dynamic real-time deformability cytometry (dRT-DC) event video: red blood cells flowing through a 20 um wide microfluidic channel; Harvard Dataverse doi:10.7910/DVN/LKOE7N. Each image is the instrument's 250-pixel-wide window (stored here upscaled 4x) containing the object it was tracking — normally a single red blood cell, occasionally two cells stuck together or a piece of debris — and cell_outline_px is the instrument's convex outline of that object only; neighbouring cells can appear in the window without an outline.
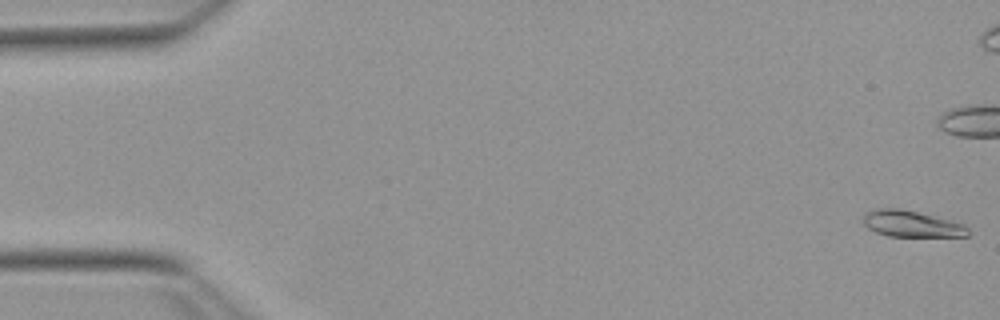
{"species": "Egyptian fruit bat (a non-hibernating species)", "species_latin": "Rousettus aegyptiacus", "temperature_condition": "warm", "stored_images_in_passage": 54, "camera_frame_rate_fps": 3000, "um_per_image_px": 0.085, "animal": {"sex": "female"}, "frame": {"image": 1, "passage_image": 1, "time_ms": 0.0, "image_size_px": [1000, 320], "cell_outline_px": [[968, 236], [888, 236], [876, 232], [868, 228], [864, 224], [864, 216], [868, 212], [876, 208], [900, 208], [964, 224], [968, 228]], "centroid_in_image_um": [77.46, 19.03], "position_along_channel_um": 7.5, "area_um2": 15.72}}
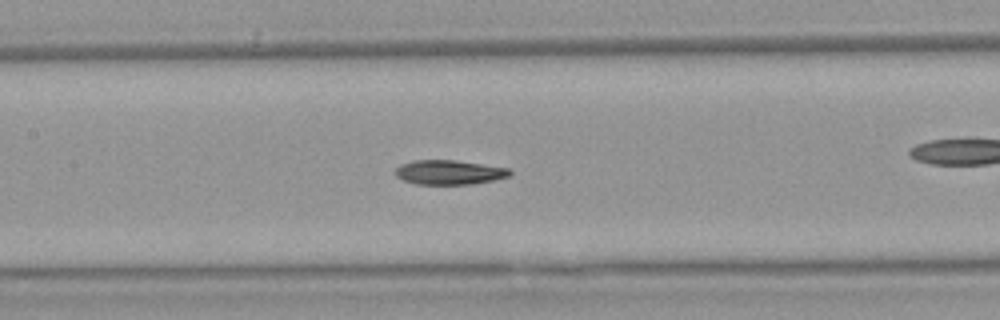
{"frame": {"image": 2, "passage_image": 25, "time_ms": 8.0, "image_size_px": [1000, 320], "cell_outline_px": [[512, 176], [496, 180], [472, 184], [416, 184], [404, 180], [396, 176], [396, 168], [400, 164], [412, 160], [456, 160], [508, 168], [512, 172]], "centroid_in_image_um": [38.21, 14.64], "position_along_channel_um": 169.2, "area_um2": 16.42}}
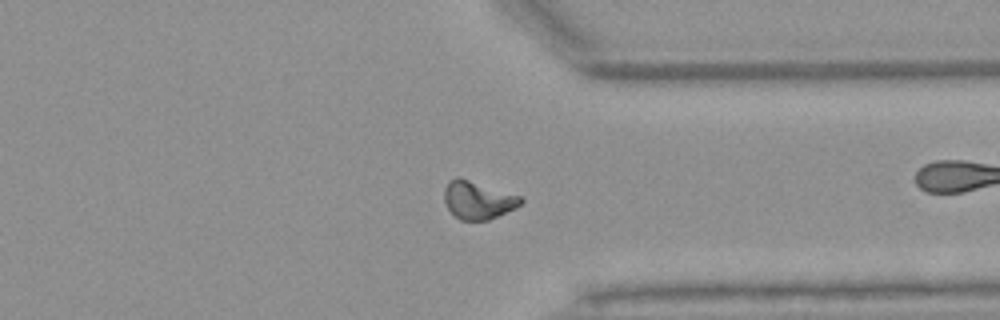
{"frame": {"image": 3, "passage_image": 41, "time_ms": 13.333, "image_size_px": [1000, 320], "cell_outline_px": [[524, 200], [516, 208], [488, 220], [460, 220], [448, 208], [444, 200], [444, 188], [448, 180], [456, 176], [460, 176], [524, 196]], "centroid_in_image_um": [40.65, 16.96], "position_along_channel_um": 370.8, "area_um2": 17.34}, "authors_computed_cell_mechanics": {"area_um2": 16.5597, "velocity_mm_per_s": 3.8212, "shape_relaxation_time_tau1_ms": 5.0923, "shape_relaxation_time_tau2_ms": 6.0939, "deformation_change_tau1": 0.1905, "deformation_change_tau2": 0.1328}}